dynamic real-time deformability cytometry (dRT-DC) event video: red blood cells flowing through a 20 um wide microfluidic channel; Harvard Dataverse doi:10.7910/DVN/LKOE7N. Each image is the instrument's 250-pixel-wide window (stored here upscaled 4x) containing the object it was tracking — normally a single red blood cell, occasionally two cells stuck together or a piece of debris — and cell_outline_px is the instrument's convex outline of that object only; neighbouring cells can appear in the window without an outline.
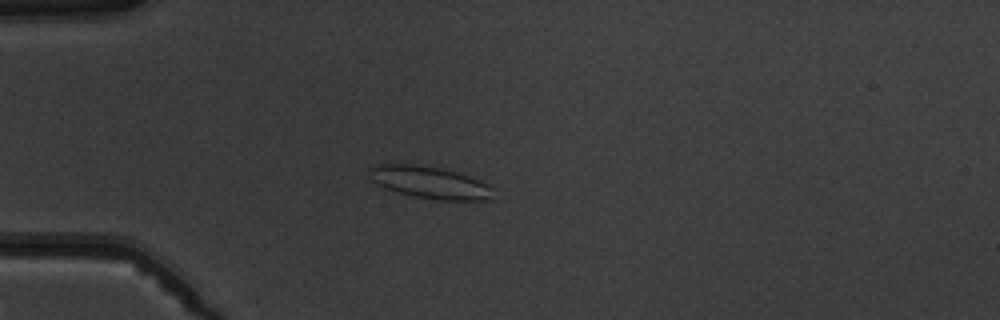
{"species": "common noctule bat (a hibernating species)", "species_latin": "Nyctalus noctula", "temperature_condition": "warm", "stored_images_in_passage": 8, "camera_frame_rate_fps": 3000, "um_per_image_px": 0.085, "animal": {"sex": "male", "body_mass_g": 19.5, "forearm_length_mm": 54.6}, "frame": {"image": 1, "passage_image": 5, "time_ms": 4.667, "image_size_px": [1000, 320], "cell_outline_px": [[492, 200], [436, 200], [416, 196], [384, 188], [368, 180], [368, 168], [376, 164], [424, 164], [472, 176], [488, 184], [492, 188]], "centroid_in_image_um": [36.49, 15.49], "position_along_channel_um": 48.5, "area_um2": 23.58}}
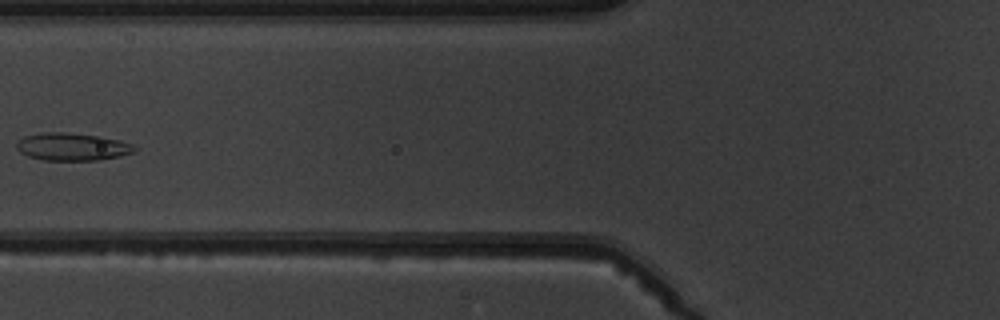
{"frame": {"image": 2, "passage_image": 7, "time_ms": 7.0, "image_size_px": [1000, 320], "cell_outline_px": [[136, 148], [132, 152], [120, 156], [96, 160], [44, 160], [28, 156], [20, 152], [16, 148], [16, 144], [24, 136], [40, 132], [64, 132], [100, 136], [120, 140], [136, 144]], "centroid_in_image_um": [6.14, 12.46], "position_along_channel_um": 119.7, "area_um2": 19.02}}
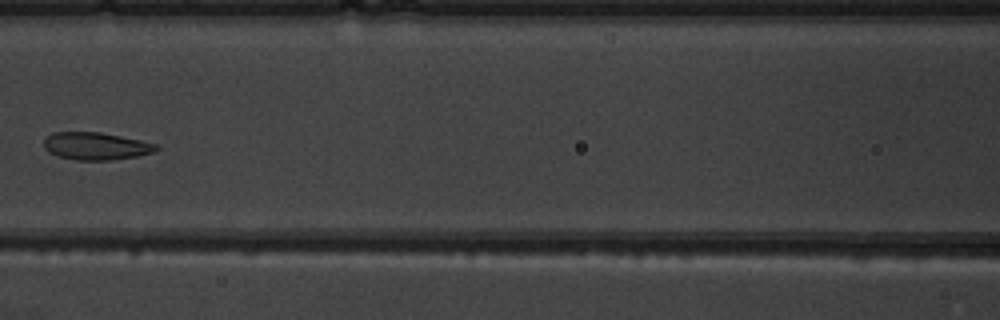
{"frame": {"image": 3, "passage_image": 8, "time_ms": 8.0, "image_size_px": [1000, 320], "cell_outline_px": [[160, 148], [152, 152], [140, 156], [112, 160], [76, 160], [60, 156], [48, 152], [44, 148], [44, 140], [52, 132], [100, 132], [160, 144]], "centroid_in_image_um": [8.19, 12.42], "position_along_channel_um": 158.4, "area_um2": 18.09}}